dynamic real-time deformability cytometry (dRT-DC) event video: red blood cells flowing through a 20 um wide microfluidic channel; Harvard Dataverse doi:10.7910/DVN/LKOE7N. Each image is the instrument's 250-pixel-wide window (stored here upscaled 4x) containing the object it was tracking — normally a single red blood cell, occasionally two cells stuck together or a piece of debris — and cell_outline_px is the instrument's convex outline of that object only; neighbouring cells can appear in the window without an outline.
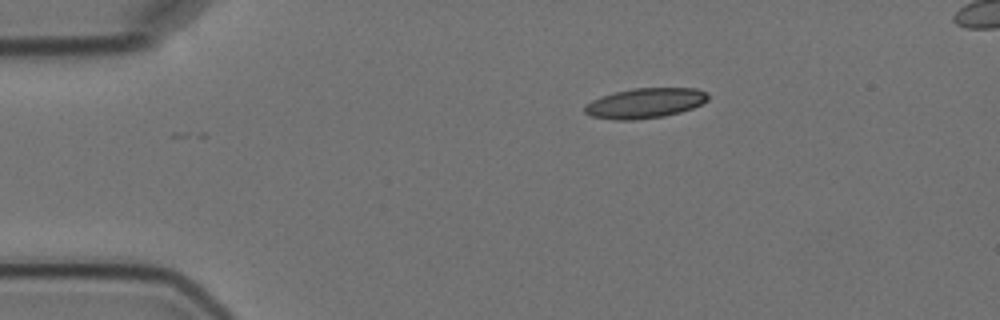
{"species": "Egyptian fruit bat (a non-hibernating species)", "species_latin": "Rousettus aegyptiacus", "temperature_condition": "cold", "stored_images_in_passage": 2, "camera_frame_rate_fps": 3000, "um_per_image_px": 0.085, "animal": {"sex": "female"}, "frame": {"image": 1, "passage_image": 2, "time_ms": 1.333, "image_size_px": [1000, 320], "cell_outline_px": [[708, 100], [692, 108], [680, 112], [664, 116], [632, 120], [616, 120], [592, 116], [584, 112], [584, 108], [592, 100], [600, 96], [612, 92], [632, 88], [696, 88], [708, 92]], "centroid_in_image_um": [54.83, 8.75], "position_along_channel_um": 30.2, "area_um2": 21.62}}